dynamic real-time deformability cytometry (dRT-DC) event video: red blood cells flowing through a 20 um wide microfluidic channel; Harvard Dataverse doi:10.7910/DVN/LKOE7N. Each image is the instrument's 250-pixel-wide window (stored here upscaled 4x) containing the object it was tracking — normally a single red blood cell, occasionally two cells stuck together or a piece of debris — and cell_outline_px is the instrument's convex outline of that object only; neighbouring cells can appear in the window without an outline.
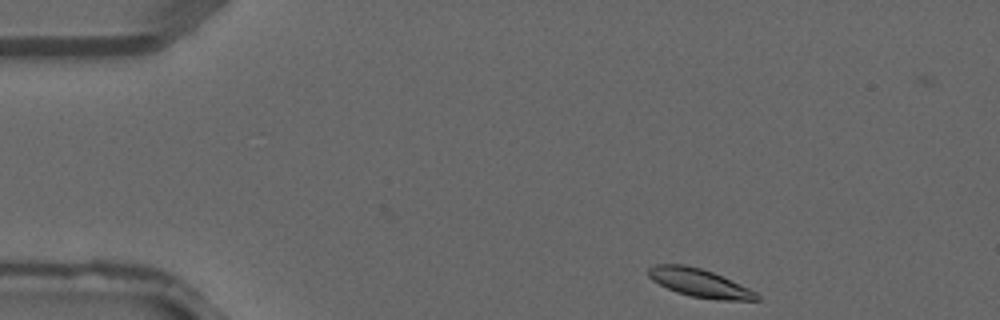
{"species": "common noctule bat (a hibernating species)", "species_latin": "Nyctalus noctula", "temperature_condition": "warm", "stored_images_in_passage": 3, "camera_frame_rate_fps": 3000, "um_per_image_px": 0.085, "animal": {"sex": "male", "forearm_length_mm": 52.5}, "frame": {"image": 1, "passage_image": 1, "time_ms": 0.0, "image_size_px": [1000, 320], "cell_outline_px": [[760, 300], [716, 300], [692, 296], [676, 292], [652, 280], [648, 276], [648, 268], [656, 264], [684, 264], [700, 268], [712, 272], [748, 288], [756, 292], [760, 296]], "centroid_in_image_um": [59.45, 24.05], "position_along_channel_um": 25.6, "area_um2": 17.63}}
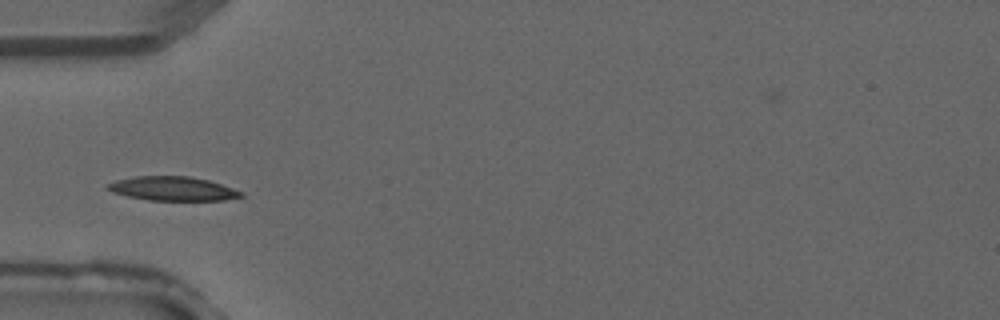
{"frame": {"image": 2, "passage_image": 3, "time_ms": 0.667, "image_size_px": [1000, 320], "cell_outline_px": [[244, 196], [224, 200], [148, 200], [128, 196], [112, 192], [104, 188], [108, 184], [116, 180], [136, 176], [188, 176], [208, 180], [244, 192]], "centroid_in_image_um": [14.67, 16.03], "position_along_channel_um": 70.3, "area_um2": 18.61}}